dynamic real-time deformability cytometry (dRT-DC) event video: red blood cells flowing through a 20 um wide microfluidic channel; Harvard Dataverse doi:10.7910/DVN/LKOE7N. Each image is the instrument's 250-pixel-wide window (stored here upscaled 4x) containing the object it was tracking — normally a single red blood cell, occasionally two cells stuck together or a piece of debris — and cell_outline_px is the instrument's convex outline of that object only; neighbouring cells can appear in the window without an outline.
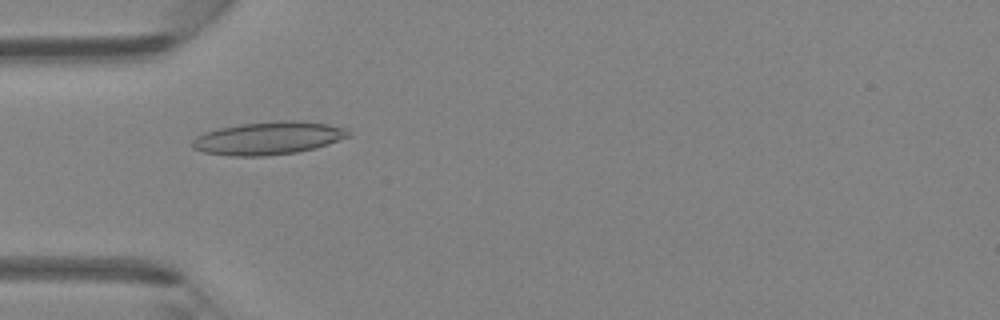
{"species": "Egyptian fruit bat (a non-hibernating species)", "species_latin": "Rousettus aegyptiacus", "temperature_condition": "room temperature", "stored_images_in_passage": 45, "camera_frame_rate_fps": 3000, "um_per_image_px": 0.085, "animal": {"sex": "female"}, "frame": {"image": 1, "passage_image": 14, "time_ms": 4.333, "image_size_px": [1000, 320], "cell_outline_px": [[352, 136], [316, 148], [296, 152], [264, 156], [232, 156], [204, 152], [192, 148], [192, 140], [196, 136], [204, 132], [220, 128], [240, 124], [280, 120], [300, 120], [328, 124], [344, 128], [352, 132]], "centroid_in_image_um": [22.84, 11.74], "position_along_channel_um": 62.2, "area_um2": 30.11}}
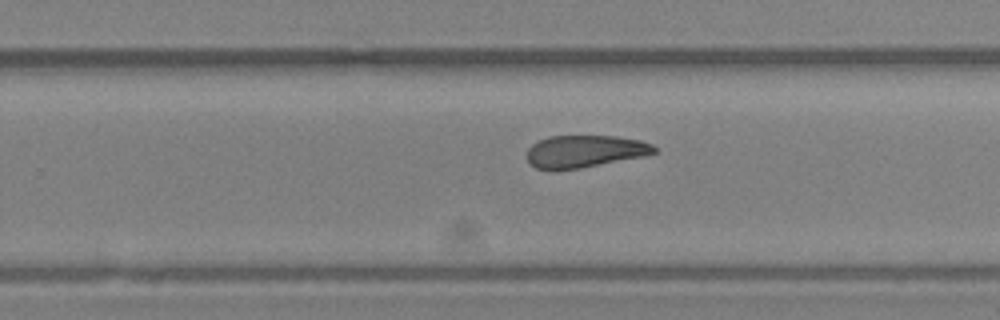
{"frame": {"image": 2, "passage_image": 29, "time_ms": 9.333, "image_size_px": [1000, 320], "cell_outline_px": [[656, 152], [644, 156], [580, 168], [536, 168], [528, 164], [528, 148], [532, 144], [548, 136], [616, 136], [640, 140], [652, 144], [656, 148]], "centroid_in_image_um": [49.72, 12.84], "position_along_channel_um": 280.1, "area_um2": 23.58}}
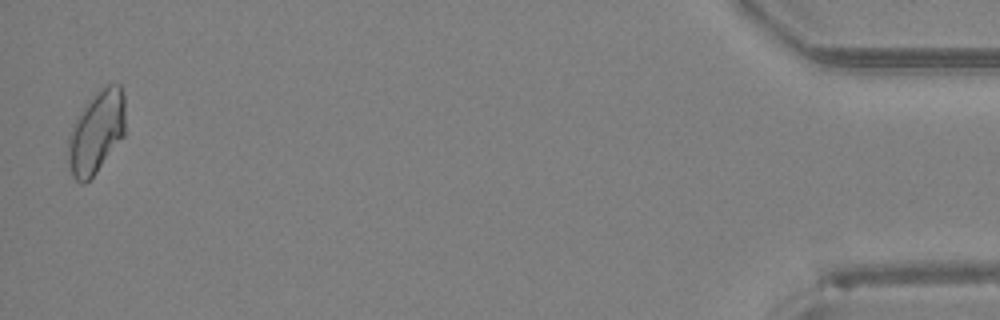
{"frame": {"image": 3, "passage_image": 45, "time_ms": 14.667, "image_size_px": [1000, 320], "cell_outline_px": [[124, 136], [96, 172], [84, 184], [80, 184], [72, 176], [68, 164], [68, 136], [72, 124], [76, 116], [84, 104], [100, 88], [108, 84], [120, 84], [124, 96]], "centroid_in_image_um": [8.16, 11.22], "position_along_channel_um": 427.0, "area_um2": 27.69}}